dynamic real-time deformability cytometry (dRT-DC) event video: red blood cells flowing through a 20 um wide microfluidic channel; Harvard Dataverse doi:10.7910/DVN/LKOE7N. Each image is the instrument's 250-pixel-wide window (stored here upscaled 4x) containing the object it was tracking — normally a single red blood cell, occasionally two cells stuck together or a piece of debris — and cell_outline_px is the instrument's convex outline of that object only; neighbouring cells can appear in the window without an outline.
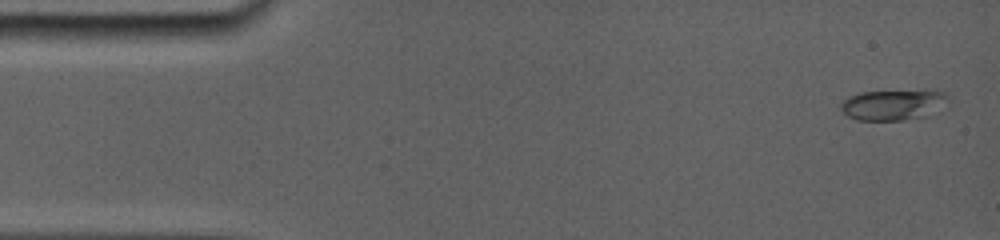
{"species": "common noctule bat (a hibernating species)", "species_latin": "Nyctalus noctula", "temperature_condition": "room temperature", "stored_images_in_passage": 7, "camera_frame_rate_fps": 5000, "um_per_image_px": 0.085, "animal": {"sex": "female", "body_mass_g": 19.0, "forearm_length_mm": 56.7}, "frame": {"image": 1, "passage_image": 1, "time_ms": 0.0, "image_size_px": [1000, 240], "cell_outline_px": [[948, 96], [900, 120], [860, 120], [848, 116], [840, 108], [840, 104], [848, 96], [860, 92], [924, 88], [936, 88], [948, 92]], "centroid_in_image_um": [75.67, 8.78], "position_along_channel_um": 9.3, "area_um2": 17.86}}